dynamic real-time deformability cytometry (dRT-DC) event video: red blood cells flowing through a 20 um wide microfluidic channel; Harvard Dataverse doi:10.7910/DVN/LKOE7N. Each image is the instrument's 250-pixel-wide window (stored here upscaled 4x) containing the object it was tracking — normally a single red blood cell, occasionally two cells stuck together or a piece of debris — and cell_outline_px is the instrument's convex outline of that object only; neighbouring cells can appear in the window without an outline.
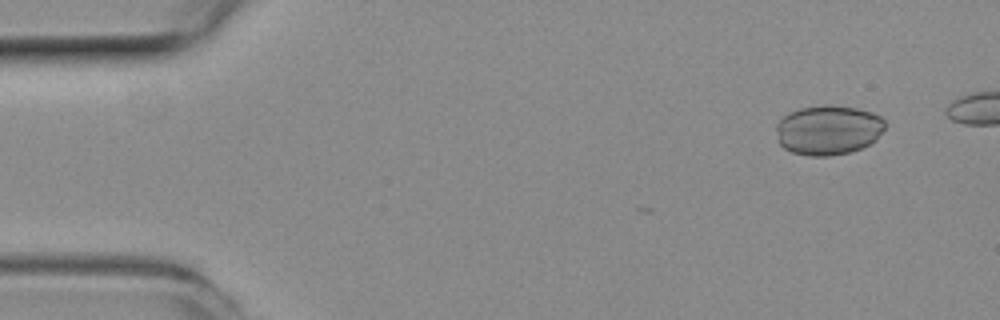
{"species": "common noctule bat (a hibernating species)", "species_latin": "Nyctalus noctula", "temperature_condition": "room temperature", "stored_images_in_passage": 4, "camera_frame_rate_fps": 3000, "um_per_image_px": 0.085, "animal": {"sex": "female", "body_mass_g": 19.3, "forearm_length_mm": 54.1}, "frame": {"image": 1, "passage_image": 2, "time_ms": 0.333, "image_size_px": [1000, 320], "cell_outline_px": [[884, 128], [876, 140], [860, 148], [848, 152], [828, 156], [808, 156], [792, 152], [784, 148], [780, 144], [776, 128], [776, 124], [788, 112], [800, 108], [824, 104], [828, 104], [856, 108], [872, 112], [880, 116], [884, 120]], "centroid_in_image_um": [70.39, 11.04], "position_along_channel_um": 14.6, "area_um2": 31.5}}